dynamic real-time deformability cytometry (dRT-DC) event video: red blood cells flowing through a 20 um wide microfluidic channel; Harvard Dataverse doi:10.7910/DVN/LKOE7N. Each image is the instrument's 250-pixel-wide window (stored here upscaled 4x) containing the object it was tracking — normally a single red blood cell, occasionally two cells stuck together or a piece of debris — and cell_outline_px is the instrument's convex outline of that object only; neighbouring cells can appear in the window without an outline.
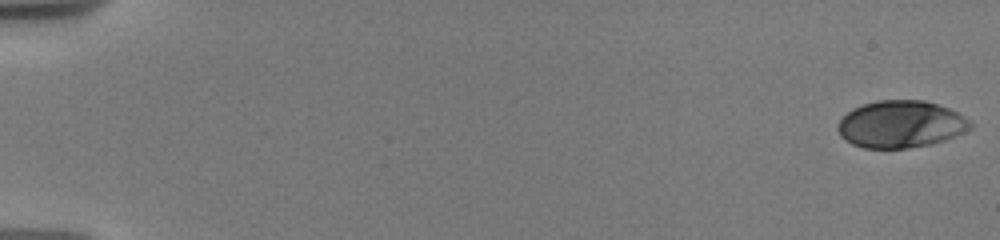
{"species": "human", "species_latin": "Homo sapiens", "temperature_condition": "warm", "stored_images_in_passage": 88, "camera_frame_rate_fps": 3000, "um_per_image_px": 0.085, "donor": {"sex": "male"}, "frame": {"image": 1, "passage_image": 1, "time_ms": 0.0, "image_size_px": [1000, 240], "cell_outline_px": [[972, 128], [956, 136], [944, 140], [928, 144], [908, 148], [864, 148], [852, 144], [840, 136], [836, 128], [840, 120], [852, 108], [860, 104], [876, 100], [924, 100], [948, 108], [964, 116], [972, 124]], "centroid_in_image_um": [76.54, 10.55], "position_along_channel_um": 8.5, "area_um2": 36.41}}
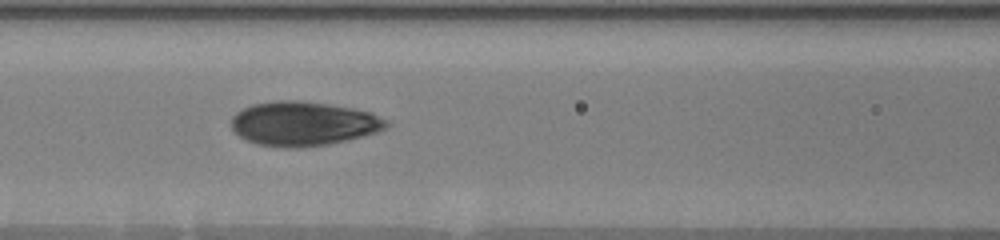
{"frame": {"image": 2, "passage_image": 34, "time_ms": 8.333, "image_size_px": [1000, 240], "cell_outline_px": [[392, 124], [388, 128], [364, 136], [348, 140], [328, 144], [300, 148], [292, 148], [260, 144], [248, 140], [240, 136], [232, 128], [232, 116], [236, 112], [252, 104], [276, 100], [300, 100], [328, 104], [352, 108], [372, 112], [388, 120]], "centroid_in_image_um": [25.85, 10.5], "position_along_channel_um": 140.8, "area_um2": 40.11}}
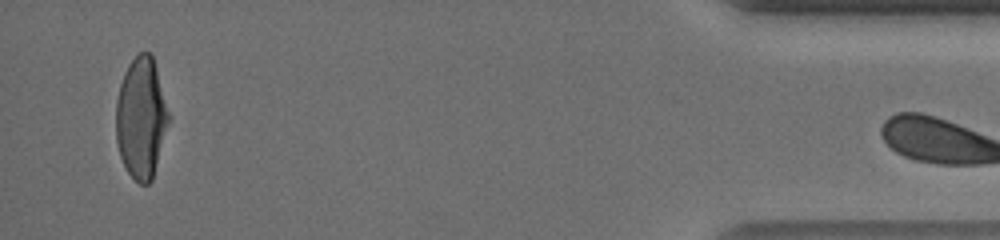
{"frame": {"image": 3, "passage_image": 86, "time_ms": 17.667, "image_size_px": [1000, 240], "cell_outline_px": [[172, 116], [152, 180], [148, 184], [140, 184], [128, 172], [120, 156], [116, 140], [116, 100], [120, 84], [124, 72], [128, 64], [140, 52], [152, 52]], "centroid_in_image_um": [12.04, 9.99], "position_along_channel_um": 423.2, "area_um2": 37.92}}